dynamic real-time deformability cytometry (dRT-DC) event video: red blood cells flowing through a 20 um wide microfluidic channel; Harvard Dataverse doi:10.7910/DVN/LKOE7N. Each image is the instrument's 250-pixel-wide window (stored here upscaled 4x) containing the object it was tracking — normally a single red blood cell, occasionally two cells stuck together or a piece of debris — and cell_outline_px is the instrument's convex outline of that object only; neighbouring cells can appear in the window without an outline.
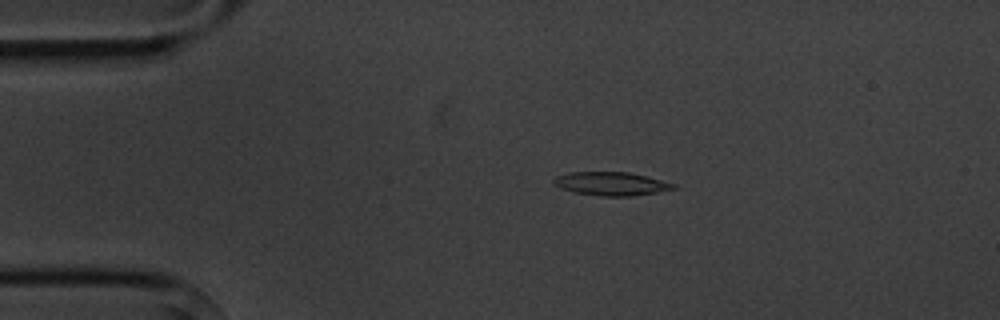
{"species": "common noctule bat (a hibernating species)", "species_latin": "Nyctalus noctula", "temperature_condition": "cold", "stored_images_in_passage": 4, "camera_frame_rate_fps": 3000, "um_per_image_px": 0.085, "animal": {"sex": "male", "body_mass_g": 20.1, "forearm_length_mm": 53.5}, "frame": {"image": 1, "passage_image": 2, "time_ms": 1.333, "image_size_px": [1000, 320], "cell_outline_px": [[676, 188], [656, 192], [632, 196], [600, 196], [576, 192], [560, 188], [552, 184], [552, 180], [556, 176], [572, 172], [628, 172], [676, 184]], "centroid_in_image_um": [51.9, 15.62], "position_along_channel_um": 33.1, "area_um2": 16.18}}
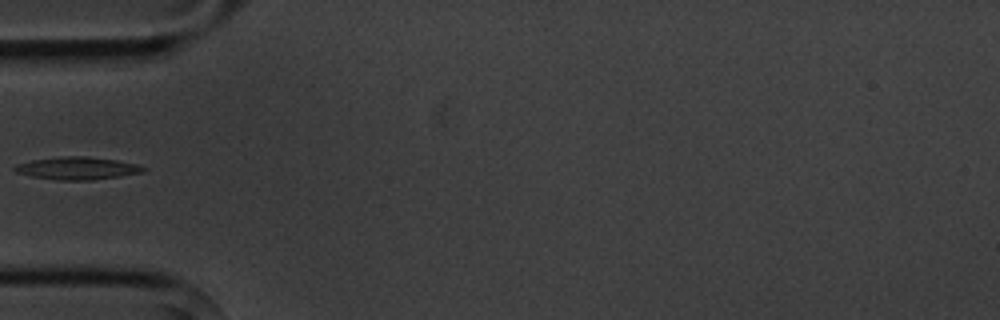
{"frame": {"image": 2, "passage_image": 4, "time_ms": 3.667, "image_size_px": [1000, 320], "cell_outline_px": [[148, 168], [144, 172], [120, 176], [92, 180], [56, 180], [32, 176], [16, 172], [12, 168], [16, 164], [32, 160], [64, 156], [88, 156], [116, 160], [136, 164]], "centroid_in_image_um": [6.58, 14.3], "position_along_channel_um": 78.4, "area_um2": 16.94}}